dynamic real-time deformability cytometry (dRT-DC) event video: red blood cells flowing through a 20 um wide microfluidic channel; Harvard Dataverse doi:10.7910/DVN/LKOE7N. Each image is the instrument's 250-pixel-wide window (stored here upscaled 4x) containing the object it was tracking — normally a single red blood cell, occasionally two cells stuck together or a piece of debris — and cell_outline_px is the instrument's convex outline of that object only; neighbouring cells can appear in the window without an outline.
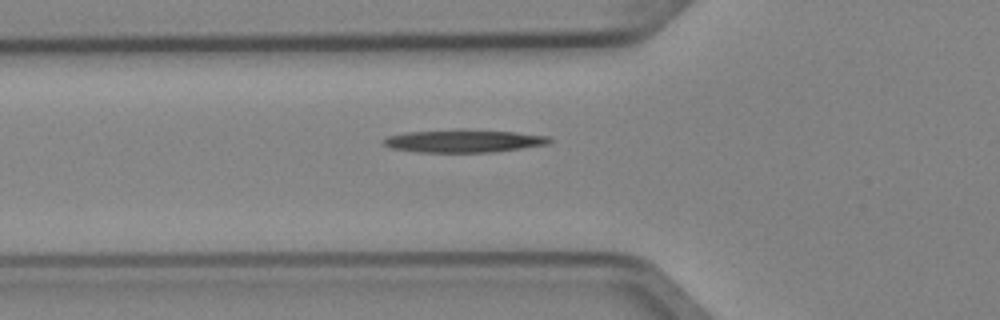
{"species": "Egyptian fruit bat (a non-hibernating species)", "species_latin": "Rousettus aegyptiacus", "temperature_condition": "cold", "stored_images_in_passage": 3, "camera_frame_rate_fps": 3000, "um_per_image_px": 0.085, "animal": {"sex": "female"}, "frame": {"image": 1, "passage_image": 3, "time_ms": 0.667, "image_size_px": [1000, 320], "cell_outline_px": [[552, 140], [548, 144], [492, 152], [416, 152], [392, 148], [384, 144], [380, 140], [388, 136], [404, 132], [516, 132], [548, 136]], "centroid_in_image_um": [39.39, 12.03], "position_along_channel_um": 86.4, "area_um2": 20.75}}